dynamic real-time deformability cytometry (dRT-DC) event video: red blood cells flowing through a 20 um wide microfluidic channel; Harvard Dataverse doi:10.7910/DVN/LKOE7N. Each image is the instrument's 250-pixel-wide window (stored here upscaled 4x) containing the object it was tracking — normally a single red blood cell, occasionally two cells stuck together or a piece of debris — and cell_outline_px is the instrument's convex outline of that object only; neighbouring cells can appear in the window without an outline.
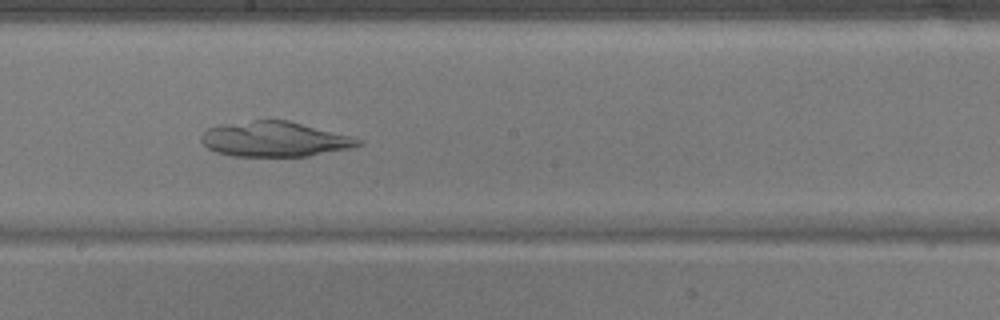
{"species": "common noctule bat (a hibernating species)", "species_latin": "Nyctalus noctula", "temperature_condition": "warm", "stored_images_in_passage": 37, "camera_frame_rate_fps": 3000, "um_per_image_px": 0.085, "animal": {"sex": "male", "body_mass_g": 17.9}, "frame": {"image": 1, "passage_image": 15, "time_ms": 4.667, "image_size_px": [1000, 320], "cell_outline_px": [[364, 144], [352, 148], [308, 156], [232, 156], [216, 152], [208, 148], [200, 140], [200, 136], [208, 128], [220, 124], [252, 120], [288, 120], [352, 136], [364, 140]], "centroid_in_image_um": [23.37, 11.83], "position_along_channel_um": 224.8, "area_um2": 32.31}}
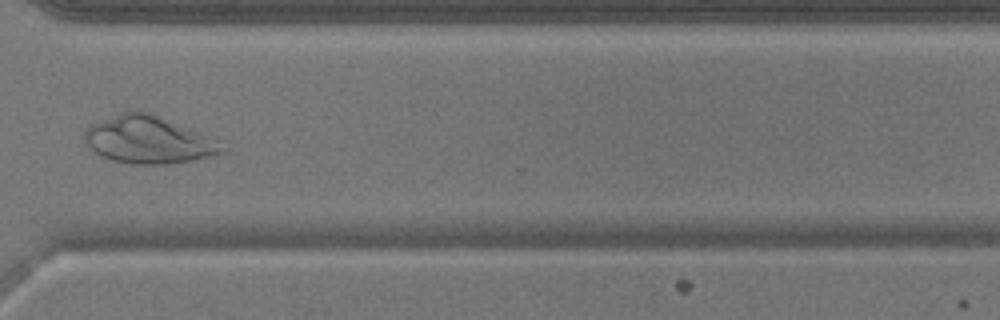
{"frame": {"image": 2, "passage_image": 25, "time_ms": 8.0, "image_size_px": [1000, 320], "cell_outline_px": [[228, 152], [196, 160], [164, 164], [132, 164], [112, 160], [100, 156], [88, 148], [84, 144], [84, 132], [92, 124], [120, 112], [148, 112], [160, 116], [220, 140], [228, 148]], "centroid_in_image_um": [12.67, 11.91], "position_along_channel_um": 357.9, "area_um2": 38.32}}
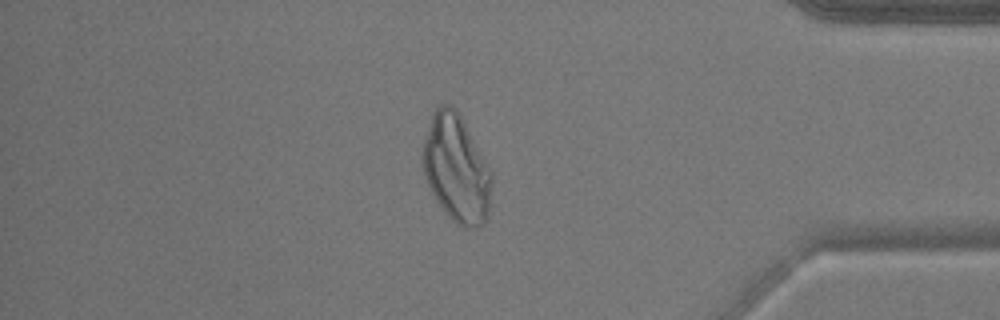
{"frame": {"image": 3, "passage_image": 30, "time_ms": 9.667, "image_size_px": [1000, 320], "cell_outline_px": [[492, 180], [488, 212], [484, 220], [480, 224], [472, 228], [464, 228], [456, 224], [448, 216], [436, 200], [428, 184], [424, 172], [420, 156], [420, 152], [428, 124], [432, 112], [440, 104], [448, 104], [456, 108], [488, 168], [492, 176]], "centroid_in_image_um": [38.73, 14.32], "position_along_channel_um": 396.5, "area_um2": 42.71}}